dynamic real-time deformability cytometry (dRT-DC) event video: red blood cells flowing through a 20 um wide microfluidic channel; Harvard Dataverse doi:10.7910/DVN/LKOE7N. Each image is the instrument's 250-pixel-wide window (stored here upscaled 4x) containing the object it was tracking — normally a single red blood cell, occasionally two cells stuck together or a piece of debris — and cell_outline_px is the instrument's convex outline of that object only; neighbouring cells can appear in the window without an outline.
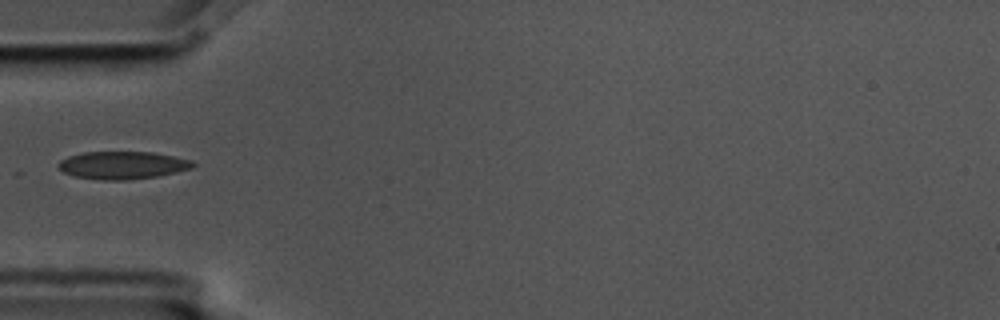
{"species": "common noctule bat (a hibernating species)", "species_latin": "Nyctalus noctula", "temperature_condition": "cold", "stored_images_in_passage": 2, "camera_frame_rate_fps": 3000, "um_per_image_px": 0.085, "animal": {"sex": "male", "body_mass_g": 17.5, "forearm_length_mm": 52.3}, "frame": {"image": 1, "passage_image": 2, "time_ms": 0.333, "image_size_px": [1000, 320], "cell_outline_px": [[196, 164], [192, 168], [156, 176], [124, 180], [104, 180], [76, 176], [64, 172], [56, 168], [56, 164], [60, 160], [68, 156], [84, 152], [152, 152], [192, 160]], "centroid_in_image_um": [10.37, 14.03], "position_along_channel_um": 74.6, "area_um2": 21.56}}